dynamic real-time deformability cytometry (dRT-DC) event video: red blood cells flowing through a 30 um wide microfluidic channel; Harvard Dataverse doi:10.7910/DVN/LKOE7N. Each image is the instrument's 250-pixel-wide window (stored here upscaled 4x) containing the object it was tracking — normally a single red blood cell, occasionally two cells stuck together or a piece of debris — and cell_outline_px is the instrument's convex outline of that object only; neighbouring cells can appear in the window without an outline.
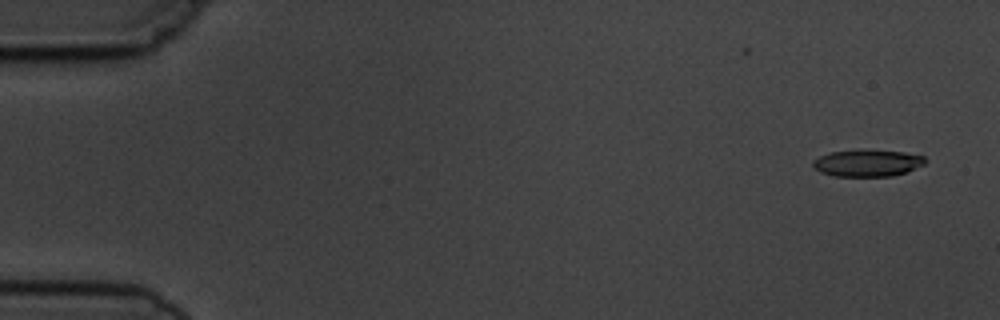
{"species": "common noctule bat (a hibernating species)", "species_latin": "Nyctalus noctula", "temperature_condition": "cold", "stored_images_in_passage": 6, "camera_frame_rate_fps": 3000, "um_per_image_px": 0.085, "animal": {"sex": "male", "body_mass_g": 19.5, "forearm_length_mm": 54.6}, "frame": {"image": 1, "passage_image": 1, "time_ms": 0.0, "image_size_px": [1000, 320], "cell_outline_px": [[928, 160], [924, 164], [908, 172], [892, 176], [836, 176], [820, 172], [812, 164], [812, 160], [820, 156], [832, 152], [856, 148], [860, 148], [904, 152], [924, 156]], "centroid_in_image_um": [73.76, 13.83], "position_along_channel_um": 11.2, "area_um2": 17.98}}
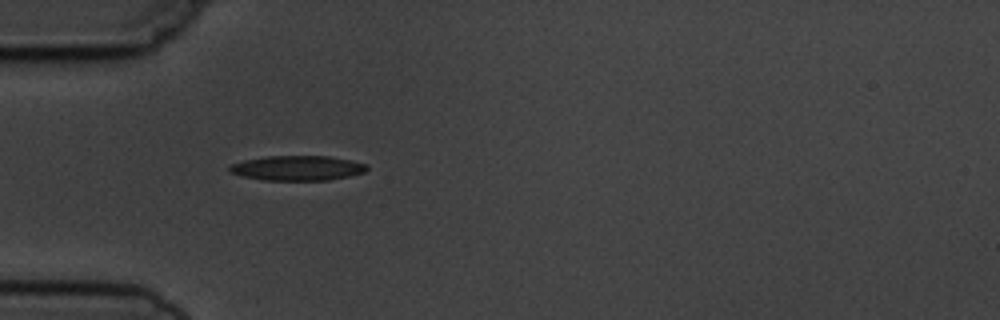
{"frame": {"image": 2, "passage_image": 5, "time_ms": 4.667, "image_size_px": [1000, 320], "cell_outline_px": [[368, 168], [364, 172], [348, 176], [328, 180], [264, 180], [244, 176], [228, 172], [228, 168], [232, 164], [244, 160], [268, 156], [328, 156], [368, 164]], "centroid_in_image_um": [25.27, 14.28], "position_along_channel_um": 59.7, "area_um2": 19.71}}
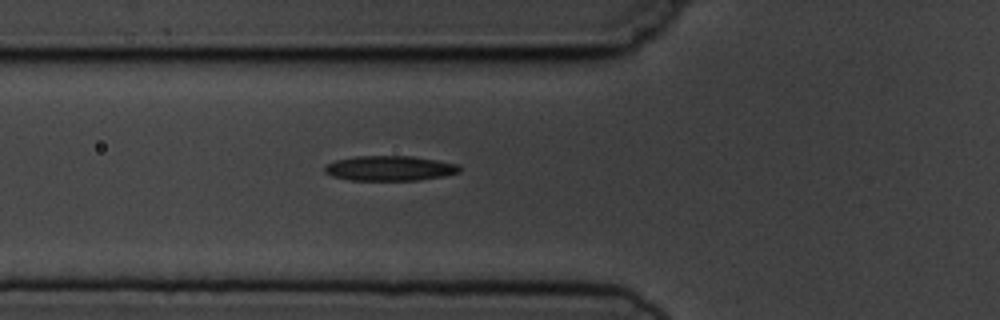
{"frame": {"image": 3, "passage_image": 6, "time_ms": 5.667, "image_size_px": [1000, 320], "cell_outline_px": [[460, 172], [444, 176], [420, 180], [348, 180], [332, 176], [324, 172], [324, 164], [336, 160], [352, 156], [412, 156], [436, 160], [456, 164], [460, 168]], "centroid_in_image_um": [33.07, 14.3], "position_along_channel_um": 92.7, "area_um2": 19.71}}